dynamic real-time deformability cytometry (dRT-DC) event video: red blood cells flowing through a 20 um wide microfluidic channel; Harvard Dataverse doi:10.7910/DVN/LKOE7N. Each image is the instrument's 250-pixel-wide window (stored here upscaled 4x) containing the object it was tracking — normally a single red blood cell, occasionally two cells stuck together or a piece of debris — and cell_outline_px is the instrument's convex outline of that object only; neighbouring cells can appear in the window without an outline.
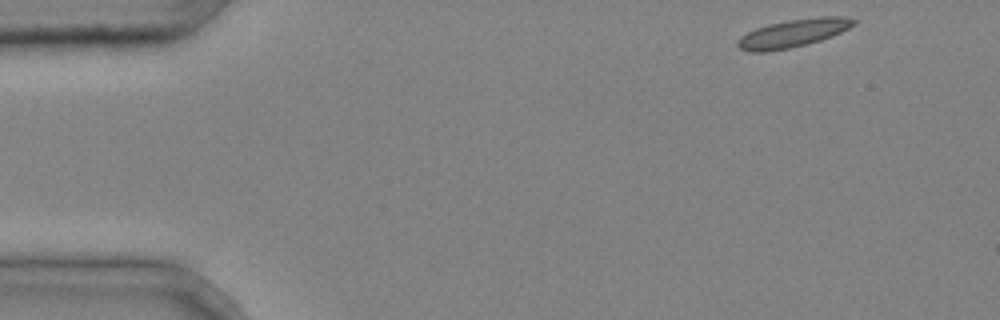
{"species": "common noctule bat (a hibernating species)", "species_latin": "Nyctalus noctula", "temperature_condition": "cold", "stored_images_in_passage": 3, "camera_frame_rate_fps": 3000, "um_per_image_px": 0.085, "animal": {"sex": "male", "body_mass_g": 20.4}, "frame": {"image": 1, "passage_image": 1, "time_ms": 0.0, "image_size_px": [1000, 320], "cell_outline_px": [[856, 24], [832, 36], [820, 40], [788, 48], [768, 52], [748, 52], [740, 48], [736, 44], [736, 40], [740, 36], [756, 28], [768, 24], [788, 20], [820, 16], [844, 16], [856, 20]], "centroid_in_image_um": [67.39, 2.82], "position_along_channel_um": 17.6, "area_um2": 18.9}}